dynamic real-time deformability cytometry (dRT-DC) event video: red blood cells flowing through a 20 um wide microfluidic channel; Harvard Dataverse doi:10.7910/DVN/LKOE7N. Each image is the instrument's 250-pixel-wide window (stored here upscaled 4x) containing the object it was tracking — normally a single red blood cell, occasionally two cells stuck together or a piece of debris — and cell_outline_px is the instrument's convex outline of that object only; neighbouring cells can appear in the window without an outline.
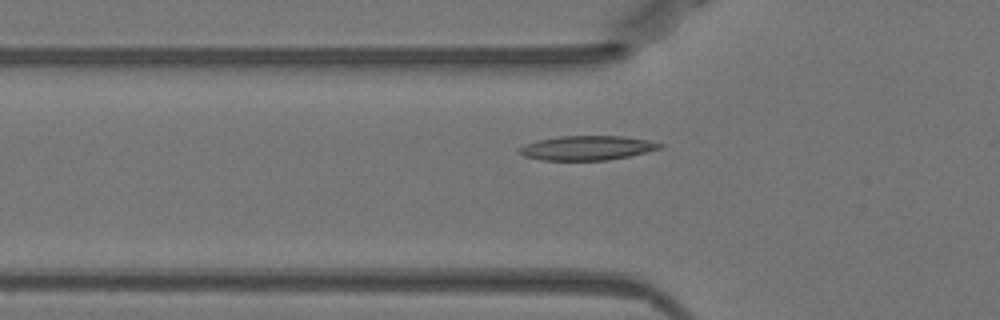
{"species": "Egyptian fruit bat (a non-hibernating species)", "species_latin": "Rousettus aegyptiacus", "temperature_condition": "warm", "stored_images_in_passage": 31, "camera_frame_rate_fps": 3000, "um_per_image_px": 0.085, "animal": {"sex": "female"}, "frame": {"image": 1, "passage_image": 17, "time_ms": 5.333, "image_size_px": [1000, 320], "cell_outline_px": [[664, 144], [660, 148], [628, 156], [608, 160], [544, 160], [524, 156], [516, 152], [524, 144], [536, 140], [560, 136], [624, 136], [648, 140]], "centroid_in_image_um": [49.86, 12.57], "position_along_channel_um": 75.9, "area_um2": 19.88}}
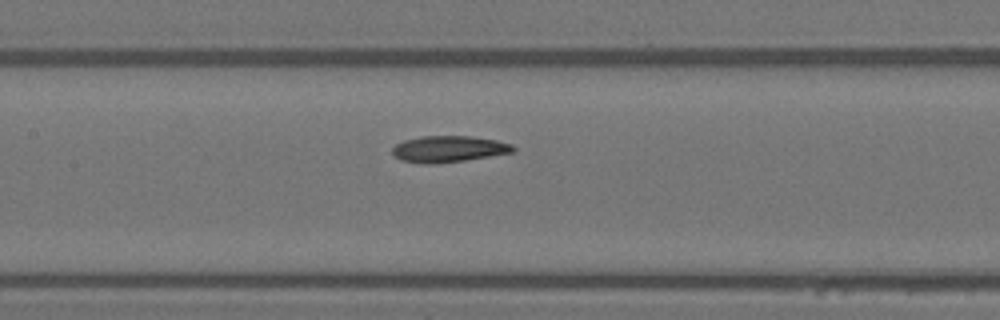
{"frame": {"image": 2, "passage_image": 24, "time_ms": 7.667, "image_size_px": [1000, 320], "cell_outline_px": [[516, 152], [464, 160], [428, 164], [400, 160], [392, 152], [392, 148], [396, 144], [404, 140], [424, 136], [472, 136], [496, 140], [512, 144], [516, 148]], "centroid_in_image_um": [38.17, 12.65], "position_along_channel_um": 169.2, "area_um2": 18.44}}
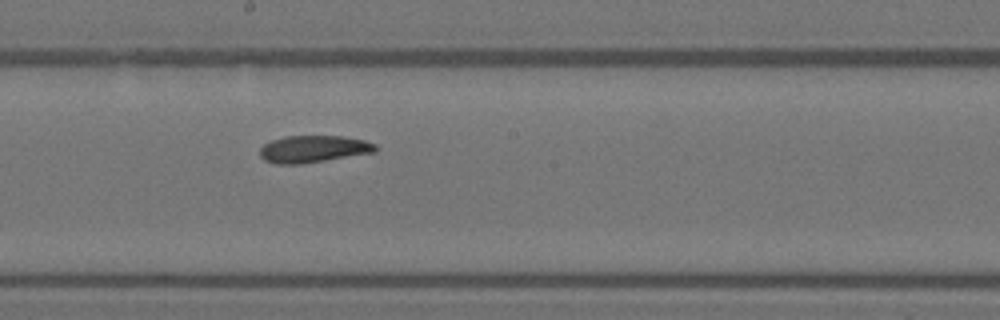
{"frame": {"image": 3, "passage_image": 28, "time_ms": 9.0, "image_size_px": [1000, 320], "cell_outline_px": [[376, 152], [300, 164], [276, 164], [264, 160], [260, 156], [260, 148], [264, 144], [272, 140], [284, 136], [344, 136], [364, 140], [376, 144]], "centroid_in_image_um": [26.62, 12.66], "position_along_channel_um": 221.6, "area_um2": 18.21}}